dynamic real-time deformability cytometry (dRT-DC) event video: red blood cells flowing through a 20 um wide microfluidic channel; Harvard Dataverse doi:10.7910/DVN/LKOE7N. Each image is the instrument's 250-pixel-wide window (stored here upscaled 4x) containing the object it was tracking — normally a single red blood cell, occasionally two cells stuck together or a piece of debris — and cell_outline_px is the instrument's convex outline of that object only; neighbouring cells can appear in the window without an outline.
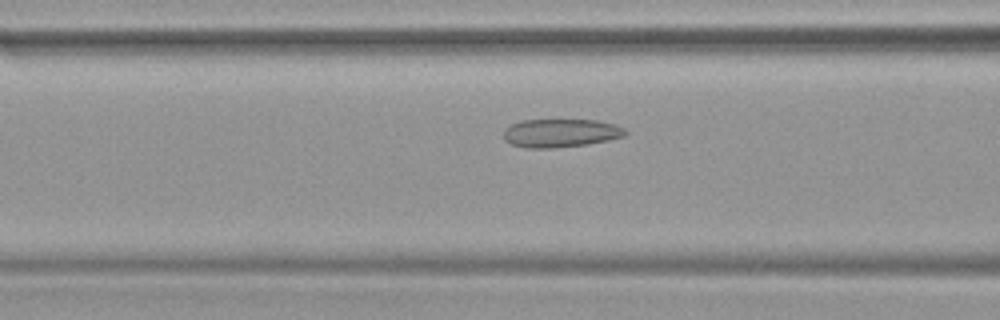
{"species": "common noctule bat (a hibernating species)", "species_latin": "Nyctalus noctula", "temperature_condition": "warm", "stored_images_in_passage": 36, "camera_frame_rate_fps": 3000, "um_per_image_px": 0.085, "animal": {"sex": "female", "body_mass_g": 19.9}, "frame": {"image": 1, "passage_image": 13, "time_ms": 4.0, "image_size_px": [1000, 320], "cell_outline_px": [[628, 132], [624, 136], [584, 144], [552, 148], [528, 148], [512, 144], [504, 140], [504, 132], [512, 124], [524, 120], [596, 120], [612, 124], [624, 128]], "centroid_in_image_um": [47.63, 11.3], "position_along_channel_um": 119.0, "area_um2": 19.65}}
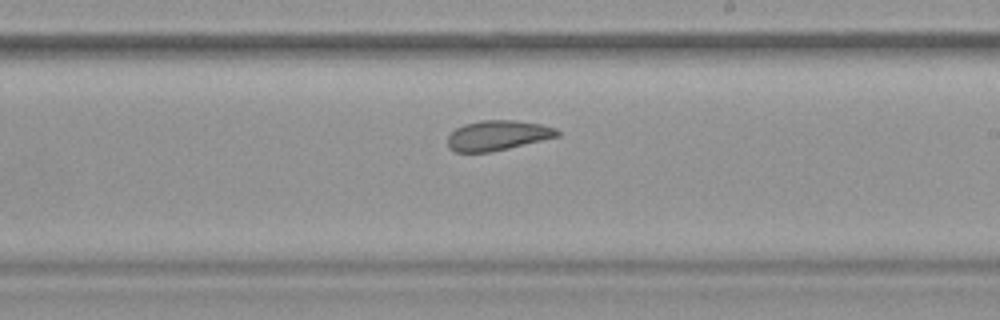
{"frame": {"image": 2, "passage_image": 22, "time_ms": 7.0, "image_size_px": [1000, 320], "cell_outline_px": [[560, 136], [492, 152], [456, 152], [448, 148], [448, 136], [456, 128], [464, 124], [484, 120], [512, 120], [540, 124], [556, 128], [560, 132]], "centroid_in_image_um": [42.3, 11.52], "position_along_channel_um": 246.7, "area_um2": 19.13}}
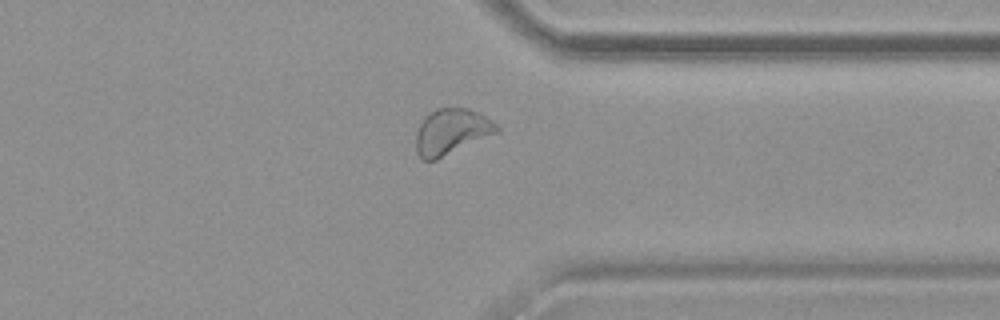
{"frame": {"image": 3, "passage_image": 31, "time_ms": 10.0, "image_size_px": [1000, 320], "cell_outline_px": [[500, 132], [436, 160], [420, 160], [416, 152], [416, 132], [424, 116], [428, 112], [436, 108], [468, 108], [480, 112], [492, 120], [500, 128]], "centroid_in_image_um": [38.38, 11.19], "position_along_channel_um": 373.0, "area_um2": 21.96}}